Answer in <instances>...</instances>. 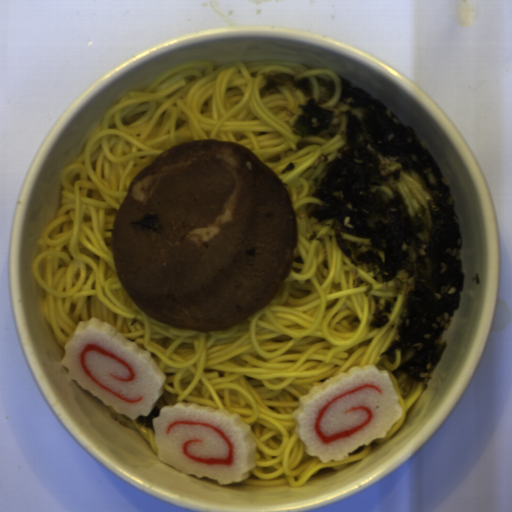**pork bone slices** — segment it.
Wrapping results in <instances>:
<instances>
[{
    "instance_id": "pork-bone-slices-1",
    "label": "pork bone slices",
    "mask_w": 512,
    "mask_h": 512,
    "mask_svg": "<svg viewBox=\"0 0 512 512\" xmlns=\"http://www.w3.org/2000/svg\"><path fill=\"white\" fill-rule=\"evenodd\" d=\"M151 213L155 233L129 225ZM297 237L279 176L247 148L210 139L164 151L133 178L111 245L118 281L142 312L200 332L264 308L289 277Z\"/></svg>"
}]
</instances>
